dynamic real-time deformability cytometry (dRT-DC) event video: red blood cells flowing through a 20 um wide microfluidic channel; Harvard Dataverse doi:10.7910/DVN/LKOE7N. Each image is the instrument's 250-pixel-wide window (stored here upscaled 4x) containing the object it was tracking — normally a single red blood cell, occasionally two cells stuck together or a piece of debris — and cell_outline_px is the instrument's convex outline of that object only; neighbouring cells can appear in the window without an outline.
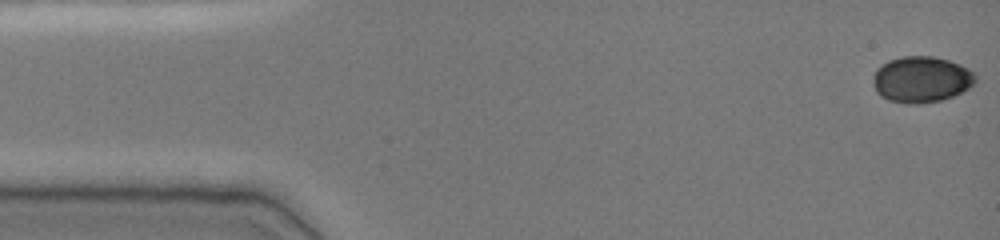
{"species": "common noctule bat (a hibernating species)", "species_latin": "Nyctalus noctula", "temperature_condition": "cold", "stored_images_in_passage": 49, "camera_frame_rate_fps": 3000, "um_per_image_px": 0.085, "animal": {"sex": "female", "body_mass_g": 19.0, "forearm_length_mm": 51.5}, "frame": {"image": 1, "passage_image": 1, "time_ms": 0.0, "image_size_px": [1000, 240], "cell_outline_px": [[976, 80], [968, 88], [952, 96], [940, 100], [916, 104], [908, 104], [888, 100], [880, 96], [876, 92], [872, 84], [872, 76], [876, 68], [888, 60], [900, 56], [932, 56], [948, 60], [960, 64], [968, 68], [976, 76]], "centroid_in_image_um": [78.26, 6.74], "position_along_channel_um": 6.7, "area_um2": 27.69}}
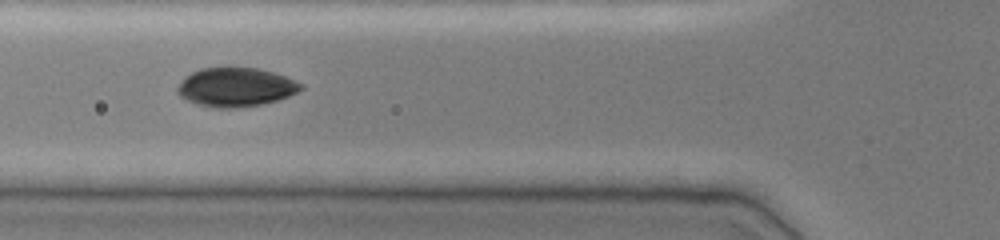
{"frame": {"image": 2, "passage_image": 18, "time_ms": 5.667, "image_size_px": [1000, 240], "cell_outline_px": [[304, 88], [280, 100], [260, 104], [236, 108], [216, 108], [196, 104], [180, 96], [176, 92], [176, 88], [184, 76], [200, 68], [260, 68], [284, 76], [304, 84]], "centroid_in_image_um": [20.02, 7.41], "position_along_channel_um": 105.8, "area_um2": 28.03}}
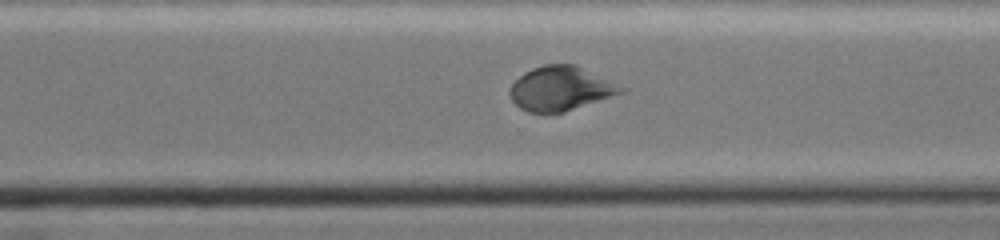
{"frame": {"image": 3, "passage_image": 35, "time_ms": 11.333, "image_size_px": [1000, 240], "cell_outline_px": [[628, 92], [564, 112], [528, 112], [520, 108], [512, 100], [508, 92], [508, 88], [524, 72], [532, 68], [544, 64], [576, 64], [628, 88]], "centroid_in_image_um": [47.71, 7.52], "position_along_channel_um": 322.9, "area_um2": 29.07}, "authors_computed_cell_mechanics": {"area_um2": 28.4954, "velocity_mm_per_s": 3.8374, "shape_relaxation_time_tau1_ms": 1.8501, "shape_relaxation_time_tau2_ms": null, "deformation_change_tau1": 0.0764, "deformation_change_tau2": null}}